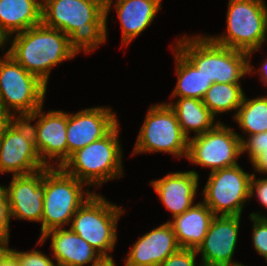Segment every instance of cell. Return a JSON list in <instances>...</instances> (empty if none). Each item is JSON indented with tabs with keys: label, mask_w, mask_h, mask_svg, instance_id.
<instances>
[{
	"label": "cell",
	"mask_w": 267,
	"mask_h": 266,
	"mask_svg": "<svg viewBox=\"0 0 267 266\" xmlns=\"http://www.w3.org/2000/svg\"><path fill=\"white\" fill-rule=\"evenodd\" d=\"M42 23L65 33L77 54L107 41L105 0H42Z\"/></svg>",
	"instance_id": "cell-1"
},
{
	"label": "cell",
	"mask_w": 267,
	"mask_h": 266,
	"mask_svg": "<svg viewBox=\"0 0 267 266\" xmlns=\"http://www.w3.org/2000/svg\"><path fill=\"white\" fill-rule=\"evenodd\" d=\"M7 44L6 53L46 85L54 67L77 56L65 33L43 23L9 36Z\"/></svg>",
	"instance_id": "cell-2"
},
{
	"label": "cell",
	"mask_w": 267,
	"mask_h": 266,
	"mask_svg": "<svg viewBox=\"0 0 267 266\" xmlns=\"http://www.w3.org/2000/svg\"><path fill=\"white\" fill-rule=\"evenodd\" d=\"M175 47L212 83H241L248 74V54L221 46L208 35L179 36Z\"/></svg>",
	"instance_id": "cell-3"
},
{
	"label": "cell",
	"mask_w": 267,
	"mask_h": 266,
	"mask_svg": "<svg viewBox=\"0 0 267 266\" xmlns=\"http://www.w3.org/2000/svg\"><path fill=\"white\" fill-rule=\"evenodd\" d=\"M119 125L103 138L76 150L61 168L89 187L100 188L108 181L119 180L125 175Z\"/></svg>",
	"instance_id": "cell-4"
},
{
	"label": "cell",
	"mask_w": 267,
	"mask_h": 266,
	"mask_svg": "<svg viewBox=\"0 0 267 266\" xmlns=\"http://www.w3.org/2000/svg\"><path fill=\"white\" fill-rule=\"evenodd\" d=\"M87 188V189H84ZM61 167L45 168V195L39 238L49 230L69 227L75 212L95 193Z\"/></svg>",
	"instance_id": "cell-5"
},
{
	"label": "cell",
	"mask_w": 267,
	"mask_h": 266,
	"mask_svg": "<svg viewBox=\"0 0 267 266\" xmlns=\"http://www.w3.org/2000/svg\"><path fill=\"white\" fill-rule=\"evenodd\" d=\"M265 0H228L226 32L208 36L217 44L240 50L252 59L264 45L267 4Z\"/></svg>",
	"instance_id": "cell-6"
},
{
	"label": "cell",
	"mask_w": 267,
	"mask_h": 266,
	"mask_svg": "<svg viewBox=\"0 0 267 266\" xmlns=\"http://www.w3.org/2000/svg\"><path fill=\"white\" fill-rule=\"evenodd\" d=\"M125 211L122 206L111 203L106 197L95 192L75 212L69 228L103 258H111L118 239V221Z\"/></svg>",
	"instance_id": "cell-7"
},
{
	"label": "cell",
	"mask_w": 267,
	"mask_h": 266,
	"mask_svg": "<svg viewBox=\"0 0 267 266\" xmlns=\"http://www.w3.org/2000/svg\"><path fill=\"white\" fill-rule=\"evenodd\" d=\"M47 85L4 51L0 56V104L16 119L44 105Z\"/></svg>",
	"instance_id": "cell-8"
},
{
	"label": "cell",
	"mask_w": 267,
	"mask_h": 266,
	"mask_svg": "<svg viewBox=\"0 0 267 266\" xmlns=\"http://www.w3.org/2000/svg\"><path fill=\"white\" fill-rule=\"evenodd\" d=\"M168 153L186 158L188 138L184 135L174 111L165 103L152 104L145 115L132 155Z\"/></svg>",
	"instance_id": "cell-9"
},
{
	"label": "cell",
	"mask_w": 267,
	"mask_h": 266,
	"mask_svg": "<svg viewBox=\"0 0 267 266\" xmlns=\"http://www.w3.org/2000/svg\"><path fill=\"white\" fill-rule=\"evenodd\" d=\"M253 173L238 164L209 173L203 188V202L215 216H242L250 202V181Z\"/></svg>",
	"instance_id": "cell-10"
},
{
	"label": "cell",
	"mask_w": 267,
	"mask_h": 266,
	"mask_svg": "<svg viewBox=\"0 0 267 266\" xmlns=\"http://www.w3.org/2000/svg\"><path fill=\"white\" fill-rule=\"evenodd\" d=\"M236 130L220 122L204 134L188 139L186 160L193 165L209 168L210 171L238 165L241 140Z\"/></svg>",
	"instance_id": "cell-11"
},
{
	"label": "cell",
	"mask_w": 267,
	"mask_h": 266,
	"mask_svg": "<svg viewBox=\"0 0 267 266\" xmlns=\"http://www.w3.org/2000/svg\"><path fill=\"white\" fill-rule=\"evenodd\" d=\"M46 168L25 119H14L0 138V175H29Z\"/></svg>",
	"instance_id": "cell-12"
},
{
	"label": "cell",
	"mask_w": 267,
	"mask_h": 266,
	"mask_svg": "<svg viewBox=\"0 0 267 266\" xmlns=\"http://www.w3.org/2000/svg\"><path fill=\"white\" fill-rule=\"evenodd\" d=\"M43 108L44 105L24 119L32 129L34 144L43 164L49 168L62 167L68 160L67 112L51 109L44 113Z\"/></svg>",
	"instance_id": "cell-13"
},
{
	"label": "cell",
	"mask_w": 267,
	"mask_h": 266,
	"mask_svg": "<svg viewBox=\"0 0 267 266\" xmlns=\"http://www.w3.org/2000/svg\"><path fill=\"white\" fill-rule=\"evenodd\" d=\"M109 106L85 108L79 112H67L66 139L68 159L76 150L106 136L120 121Z\"/></svg>",
	"instance_id": "cell-14"
},
{
	"label": "cell",
	"mask_w": 267,
	"mask_h": 266,
	"mask_svg": "<svg viewBox=\"0 0 267 266\" xmlns=\"http://www.w3.org/2000/svg\"><path fill=\"white\" fill-rule=\"evenodd\" d=\"M241 216H215L202 244L196 250L201 264L216 266H242L233 260ZM200 254V255H199Z\"/></svg>",
	"instance_id": "cell-15"
},
{
	"label": "cell",
	"mask_w": 267,
	"mask_h": 266,
	"mask_svg": "<svg viewBox=\"0 0 267 266\" xmlns=\"http://www.w3.org/2000/svg\"><path fill=\"white\" fill-rule=\"evenodd\" d=\"M5 186L10 217L41 224L45 195V168L29 175L11 176Z\"/></svg>",
	"instance_id": "cell-16"
},
{
	"label": "cell",
	"mask_w": 267,
	"mask_h": 266,
	"mask_svg": "<svg viewBox=\"0 0 267 266\" xmlns=\"http://www.w3.org/2000/svg\"><path fill=\"white\" fill-rule=\"evenodd\" d=\"M199 174L195 170L168 172L150 184L158 198L171 212L172 219L191 208L199 190Z\"/></svg>",
	"instance_id": "cell-17"
},
{
	"label": "cell",
	"mask_w": 267,
	"mask_h": 266,
	"mask_svg": "<svg viewBox=\"0 0 267 266\" xmlns=\"http://www.w3.org/2000/svg\"><path fill=\"white\" fill-rule=\"evenodd\" d=\"M179 249L173 228L166 221L131 245L124 266H158Z\"/></svg>",
	"instance_id": "cell-18"
},
{
	"label": "cell",
	"mask_w": 267,
	"mask_h": 266,
	"mask_svg": "<svg viewBox=\"0 0 267 266\" xmlns=\"http://www.w3.org/2000/svg\"><path fill=\"white\" fill-rule=\"evenodd\" d=\"M161 2L162 0H105L106 36L108 33L107 18L112 6L121 26V46L127 47L152 24L161 10Z\"/></svg>",
	"instance_id": "cell-19"
},
{
	"label": "cell",
	"mask_w": 267,
	"mask_h": 266,
	"mask_svg": "<svg viewBox=\"0 0 267 266\" xmlns=\"http://www.w3.org/2000/svg\"><path fill=\"white\" fill-rule=\"evenodd\" d=\"M47 239H51L50 248L55 262L69 266H91L103 258L88 242L69 227L47 231L38 238L36 245H43Z\"/></svg>",
	"instance_id": "cell-20"
},
{
	"label": "cell",
	"mask_w": 267,
	"mask_h": 266,
	"mask_svg": "<svg viewBox=\"0 0 267 266\" xmlns=\"http://www.w3.org/2000/svg\"><path fill=\"white\" fill-rule=\"evenodd\" d=\"M214 217L212 210L203 201H199L168 222L173 228L180 248L197 250Z\"/></svg>",
	"instance_id": "cell-21"
},
{
	"label": "cell",
	"mask_w": 267,
	"mask_h": 266,
	"mask_svg": "<svg viewBox=\"0 0 267 266\" xmlns=\"http://www.w3.org/2000/svg\"><path fill=\"white\" fill-rule=\"evenodd\" d=\"M42 23V0H0V33L7 39Z\"/></svg>",
	"instance_id": "cell-22"
},
{
	"label": "cell",
	"mask_w": 267,
	"mask_h": 266,
	"mask_svg": "<svg viewBox=\"0 0 267 266\" xmlns=\"http://www.w3.org/2000/svg\"><path fill=\"white\" fill-rule=\"evenodd\" d=\"M174 111L182 132L190 139L193 136L204 134L215 128L220 122L216 121L213 113L204 105L202 100L194 98H177L169 103L165 101Z\"/></svg>",
	"instance_id": "cell-23"
},
{
	"label": "cell",
	"mask_w": 267,
	"mask_h": 266,
	"mask_svg": "<svg viewBox=\"0 0 267 266\" xmlns=\"http://www.w3.org/2000/svg\"><path fill=\"white\" fill-rule=\"evenodd\" d=\"M171 46L175 58V74L178 78L170 99L186 97L202 100L206 91L212 86V81L198 71L174 44Z\"/></svg>",
	"instance_id": "cell-24"
},
{
	"label": "cell",
	"mask_w": 267,
	"mask_h": 266,
	"mask_svg": "<svg viewBox=\"0 0 267 266\" xmlns=\"http://www.w3.org/2000/svg\"><path fill=\"white\" fill-rule=\"evenodd\" d=\"M244 91L241 83H213L206 91L202 102L217 118V115L233 112V118L242 104Z\"/></svg>",
	"instance_id": "cell-25"
},
{
	"label": "cell",
	"mask_w": 267,
	"mask_h": 266,
	"mask_svg": "<svg viewBox=\"0 0 267 266\" xmlns=\"http://www.w3.org/2000/svg\"><path fill=\"white\" fill-rule=\"evenodd\" d=\"M234 121L246 136L267 131V95L248 99L245 94Z\"/></svg>",
	"instance_id": "cell-26"
},
{
	"label": "cell",
	"mask_w": 267,
	"mask_h": 266,
	"mask_svg": "<svg viewBox=\"0 0 267 266\" xmlns=\"http://www.w3.org/2000/svg\"><path fill=\"white\" fill-rule=\"evenodd\" d=\"M253 222L252 243L257 253L267 262V215L260 212L249 214Z\"/></svg>",
	"instance_id": "cell-27"
},
{
	"label": "cell",
	"mask_w": 267,
	"mask_h": 266,
	"mask_svg": "<svg viewBox=\"0 0 267 266\" xmlns=\"http://www.w3.org/2000/svg\"><path fill=\"white\" fill-rule=\"evenodd\" d=\"M238 135L241 140V154H248L250 164L267 149V131L246 137L239 133Z\"/></svg>",
	"instance_id": "cell-28"
},
{
	"label": "cell",
	"mask_w": 267,
	"mask_h": 266,
	"mask_svg": "<svg viewBox=\"0 0 267 266\" xmlns=\"http://www.w3.org/2000/svg\"><path fill=\"white\" fill-rule=\"evenodd\" d=\"M20 266H52L54 260L41 250L17 251L13 249Z\"/></svg>",
	"instance_id": "cell-29"
},
{
	"label": "cell",
	"mask_w": 267,
	"mask_h": 266,
	"mask_svg": "<svg viewBox=\"0 0 267 266\" xmlns=\"http://www.w3.org/2000/svg\"><path fill=\"white\" fill-rule=\"evenodd\" d=\"M197 256L196 250L180 248L158 266H199L196 262Z\"/></svg>",
	"instance_id": "cell-30"
},
{
	"label": "cell",
	"mask_w": 267,
	"mask_h": 266,
	"mask_svg": "<svg viewBox=\"0 0 267 266\" xmlns=\"http://www.w3.org/2000/svg\"><path fill=\"white\" fill-rule=\"evenodd\" d=\"M10 208L6 189L0 184V238L10 236Z\"/></svg>",
	"instance_id": "cell-31"
},
{
	"label": "cell",
	"mask_w": 267,
	"mask_h": 266,
	"mask_svg": "<svg viewBox=\"0 0 267 266\" xmlns=\"http://www.w3.org/2000/svg\"><path fill=\"white\" fill-rule=\"evenodd\" d=\"M256 195V196H255ZM256 197L258 202L267 209V175L258 178L256 174L251 176L250 181V198Z\"/></svg>",
	"instance_id": "cell-32"
},
{
	"label": "cell",
	"mask_w": 267,
	"mask_h": 266,
	"mask_svg": "<svg viewBox=\"0 0 267 266\" xmlns=\"http://www.w3.org/2000/svg\"><path fill=\"white\" fill-rule=\"evenodd\" d=\"M251 167L254 169L253 174H263V176L267 175V149L264 151L251 163Z\"/></svg>",
	"instance_id": "cell-33"
},
{
	"label": "cell",
	"mask_w": 267,
	"mask_h": 266,
	"mask_svg": "<svg viewBox=\"0 0 267 266\" xmlns=\"http://www.w3.org/2000/svg\"><path fill=\"white\" fill-rule=\"evenodd\" d=\"M251 59H248V74H257L260 76L259 80H261L262 84H264L267 87V56L264 58V61L262 62L259 69H254V65L251 64ZM257 72V73H256Z\"/></svg>",
	"instance_id": "cell-34"
},
{
	"label": "cell",
	"mask_w": 267,
	"mask_h": 266,
	"mask_svg": "<svg viewBox=\"0 0 267 266\" xmlns=\"http://www.w3.org/2000/svg\"><path fill=\"white\" fill-rule=\"evenodd\" d=\"M15 118L0 104V138Z\"/></svg>",
	"instance_id": "cell-35"
},
{
	"label": "cell",
	"mask_w": 267,
	"mask_h": 266,
	"mask_svg": "<svg viewBox=\"0 0 267 266\" xmlns=\"http://www.w3.org/2000/svg\"><path fill=\"white\" fill-rule=\"evenodd\" d=\"M10 237L0 238V266L7 259V257L13 252V249L9 248Z\"/></svg>",
	"instance_id": "cell-36"
},
{
	"label": "cell",
	"mask_w": 267,
	"mask_h": 266,
	"mask_svg": "<svg viewBox=\"0 0 267 266\" xmlns=\"http://www.w3.org/2000/svg\"><path fill=\"white\" fill-rule=\"evenodd\" d=\"M1 266H20L19 261L15 254L12 252Z\"/></svg>",
	"instance_id": "cell-37"
},
{
	"label": "cell",
	"mask_w": 267,
	"mask_h": 266,
	"mask_svg": "<svg viewBox=\"0 0 267 266\" xmlns=\"http://www.w3.org/2000/svg\"><path fill=\"white\" fill-rule=\"evenodd\" d=\"M91 266H117L113 257L102 258L98 263Z\"/></svg>",
	"instance_id": "cell-38"
},
{
	"label": "cell",
	"mask_w": 267,
	"mask_h": 266,
	"mask_svg": "<svg viewBox=\"0 0 267 266\" xmlns=\"http://www.w3.org/2000/svg\"><path fill=\"white\" fill-rule=\"evenodd\" d=\"M8 45H6V39L2 36V34L0 33V50H2L3 52L5 51V48ZM5 47V48H4Z\"/></svg>",
	"instance_id": "cell-39"
},
{
	"label": "cell",
	"mask_w": 267,
	"mask_h": 266,
	"mask_svg": "<svg viewBox=\"0 0 267 266\" xmlns=\"http://www.w3.org/2000/svg\"><path fill=\"white\" fill-rule=\"evenodd\" d=\"M52 266H69L63 263L53 262Z\"/></svg>",
	"instance_id": "cell-40"
},
{
	"label": "cell",
	"mask_w": 267,
	"mask_h": 266,
	"mask_svg": "<svg viewBox=\"0 0 267 266\" xmlns=\"http://www.w3.org/2000/svg\"><path fill=\"white\" fill-rule=\"evenodd\" d=\"M265 40H264V44H265V42L267 41V20H266V34H265Z\"/></svg>",
	"instance_id": "cell-41"
},
{
	"label": "cell",
	"mask_w": 267,
	"mask_h": 266,
	"mask_svg": "<svg viewBox=\"0 0 267 266\" xmlns=\"http://www.w3.org/2000/svg\"><path fill=\"white\" fill-rule=\"evenodd\" d=\"M199 266H216V265H206V264H199Z\"/></svg>",
	"instance_id": "cell-42"
}]
</instances>
